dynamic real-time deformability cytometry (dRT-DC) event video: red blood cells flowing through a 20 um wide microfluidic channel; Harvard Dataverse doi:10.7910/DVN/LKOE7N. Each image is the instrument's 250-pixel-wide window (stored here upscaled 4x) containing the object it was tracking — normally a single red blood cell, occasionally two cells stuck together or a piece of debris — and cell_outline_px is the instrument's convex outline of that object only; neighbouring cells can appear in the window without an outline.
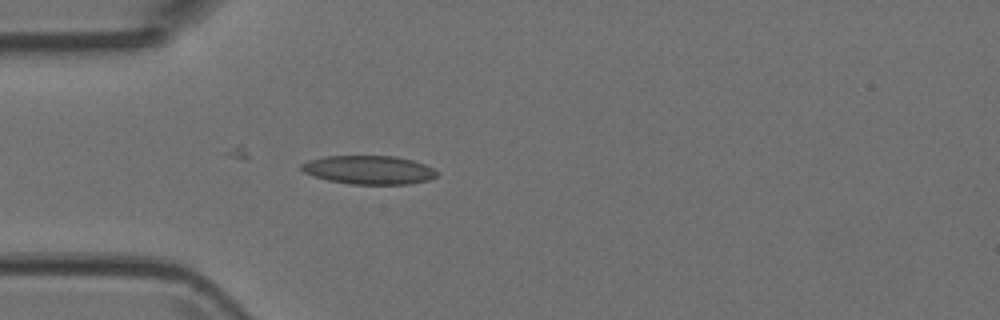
{"species": "Egyptian fruit bat (a non-hibernating species)", "species_latin": "Rousettus aegyptiacus", "temperature_condition": "room temperature", "stored_images_in_passage": 3, "camera_frame_rate_fps": 3000, "um_per_image_px": 0.085, "animal": {"sex": "female"}, "frame": {"image": 1, "passage_image": 3, "time_ms": 3.333, "image_size_px": [1000, 320], "cell_outline_px": [[436, 176], [428, 180], [408, 184], [352, 184], [328, 180], [304, 172], [300, 168], [300, 164], [308, 160], [324, 156], [396, 156], [412, 160], [424, 164], [432, 168], [436, 172]], "centroid_in_image_um": [31.33, 14.43], "position_along_channel_um": 53.7, "area_um2": 22.43}}